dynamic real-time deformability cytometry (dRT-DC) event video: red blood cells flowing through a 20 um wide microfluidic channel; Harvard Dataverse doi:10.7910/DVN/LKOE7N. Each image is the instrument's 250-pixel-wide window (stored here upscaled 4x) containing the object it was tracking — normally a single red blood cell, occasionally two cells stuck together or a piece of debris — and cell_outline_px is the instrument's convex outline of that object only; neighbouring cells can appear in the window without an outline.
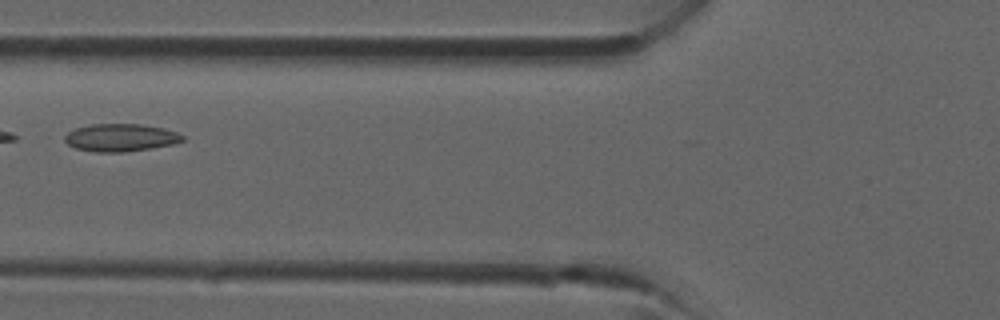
{"species": "common noctule bat (a hibernating species)", "species_latin": "Nyctalus noctula", "temperature_condition": "room temperature", "stored_images_in_passage": 32, "camera_frame_rate_fps": 3000, "um_per_image_px": 0.085, "animal": {"sex": "male", "forearm_length_mm": 52.5}, "frame": {"image": 1, "passage_image": 10, "time_ms": 3.0, "image_size_px": [1000, 320], "cell_outline_px": [[184, 140], [172, 144], [152, 148], [124, 152], [96, 152], [76, 148], [68, 144], [64, 140], [64, 136], [68, 132], [76, 128], [92, 124], [140, 124], [164, 128], [176, 132], [184, 136]], "centroid_in_image_um": [10.25, 11.69], "position_along_channel_um": 115.6, "area_um2": 18.9}}
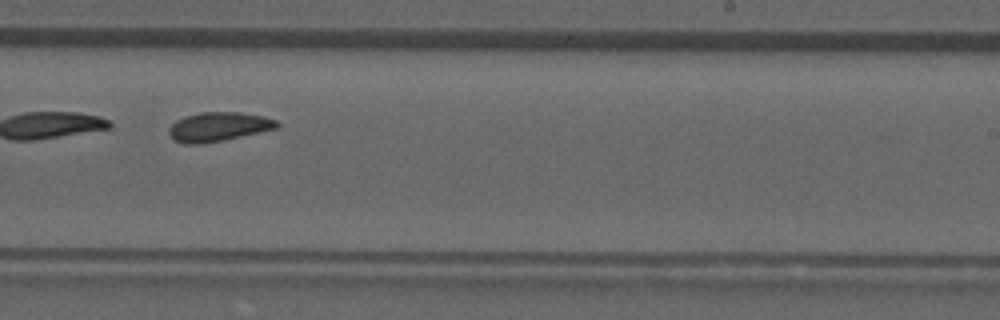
{"frame": {"image": 2, "passage_image": 19, "time_ms": 6.0, "image_size_px": [1000, 320], "cell_outline_px": [[280, 124], [276, 128], [224, 140], [204, 144], [184, 144], [172, 140], [168, 136], [168, 128], [176, 120], [184, 116], [200, 112], [240, 112], [260, 116], [276, 120]], "centroid_in_image_um": [18.48, 10.78], "position_along_channel_um": 270.5, "area_um2": 18.44}}